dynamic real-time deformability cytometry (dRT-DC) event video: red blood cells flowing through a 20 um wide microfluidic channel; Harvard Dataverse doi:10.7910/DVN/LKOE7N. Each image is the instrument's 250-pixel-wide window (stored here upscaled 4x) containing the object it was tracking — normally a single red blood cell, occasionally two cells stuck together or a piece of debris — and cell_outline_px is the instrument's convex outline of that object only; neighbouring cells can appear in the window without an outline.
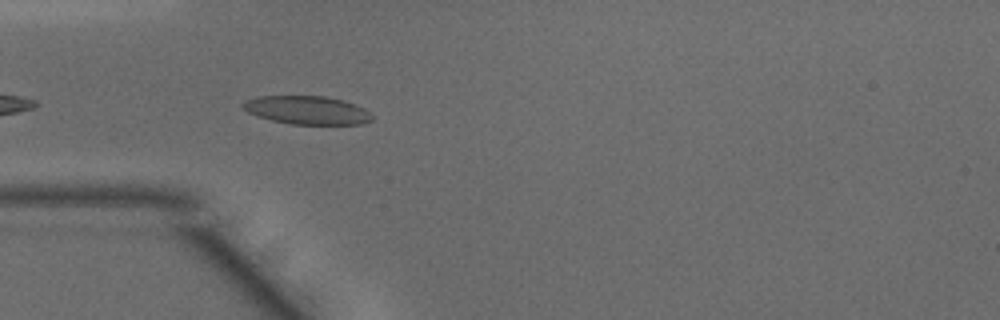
{"species": "common noctule bat (a hibernating species)", "species_latin": "Nyctalus noctula", "temperature_condition": "warm", "stored_images_in_passage": 9, "camera_frame_rate_fps": 3000, "um_per_image_px": 0.085, "animal": {"sex": "male", "body_mass_g": 15.6}, "frame": {"image": 1, "passage_image": 3, "time_ms": 0.667, "image_size_px": [1000, 320], "cell_outline_px": [[372, 120], [360, 124], [288, 124], [272, 120], [248, 112], [240, 108], [240, 104], [244, 100], [256, 96], [324, 96], [344, 100], [364, 108], [372, 116]], "centroid_in_image_um": [26.05, 9.35], "position_along_channel_um": 59.0, "area_um2": 21.39}}
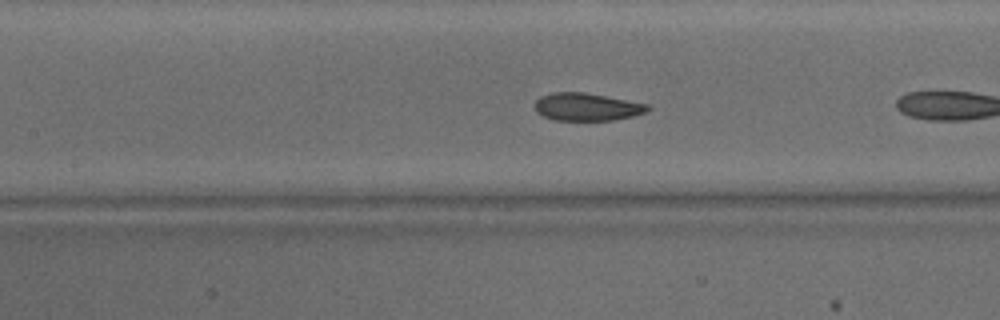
{"frame": {"image": 2, "passage_image": 8, "time_ms": 2.333, "image_size_px": [1000, 320], "cell_outline_px": [[652, 108], [644, 112], [632, 116], [612, 120], [556, 120], [544, 116], [536, 112], [536, 100], [540, 96], [556, 92], [584, 92], [648, 104]], "centroid_in_image_um": [49.88, 9.08], "position_along_channel_um": 157.5, "area_um2": 17.98}}